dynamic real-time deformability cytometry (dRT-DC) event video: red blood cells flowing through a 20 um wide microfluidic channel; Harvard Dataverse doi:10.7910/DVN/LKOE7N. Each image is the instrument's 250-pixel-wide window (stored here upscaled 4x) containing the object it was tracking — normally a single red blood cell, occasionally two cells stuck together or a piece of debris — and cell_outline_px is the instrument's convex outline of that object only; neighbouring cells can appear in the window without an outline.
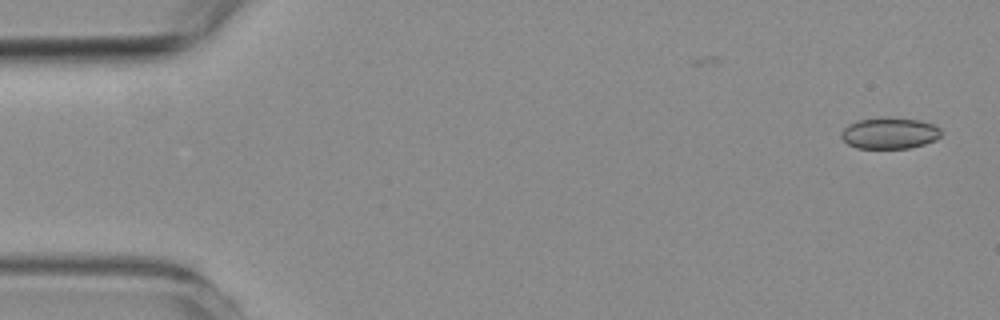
{"species": "common noctule bat (a hibernating species)", "species_latin": "Nyctalus noctula", "temperature_condition": "room temperature", "stored_images_in_passage": 57, "camera_frame_rate_fps": 3000, "um_per_image_px": 0.085, "animal": {"sex": "female", "body_mass_g": 19.3, "forearm_length_mm": 54.1}, "frame": {"image": 1, "passage_image": 1, "time_ms": 0.0, "image_size_px": [1000, 320], "cell_outline_px": [[940, 136], [936, 140], [924, 144], [908, 148], [856, 148], [848, 144], [840, 136], [840, 132], [848, 124], [860, 120], [880, 116], [888, 116], [920, 120], [932, 124], [940, 128]], "centroid_in_image_um": [75.59, 11.3], "position_along_channel_um": 9.4, "area_um2": 18.44}}
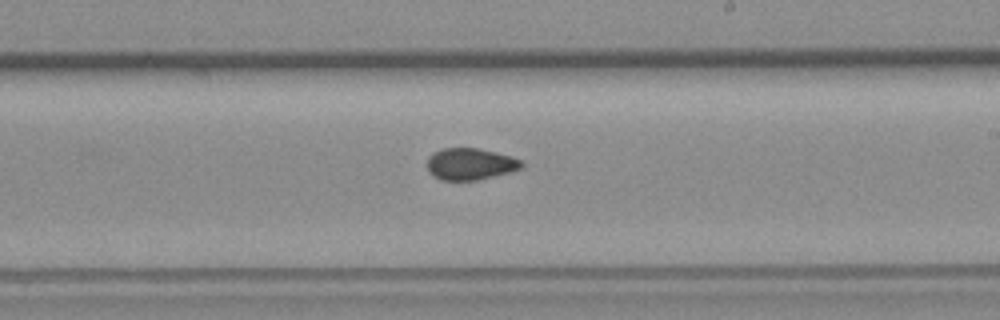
{"frame": {"image": 2, "passage_image": 32, "time_ms": 10.333, "image_size_px": [1000, 320], "cell_outline_px": [[524, 164], [520, 168], [512, 172], [476, 180], [440, 180], [432, 176], [428, 172], [428, 156], [432, 152], [440, 148], [476, 148], [496, 152], [512, 156], [520, 160]], "centroid_in_image_um": [39.94, 13.94], "position_along_channel_um": 249.1, "area_um2": 17.63}}
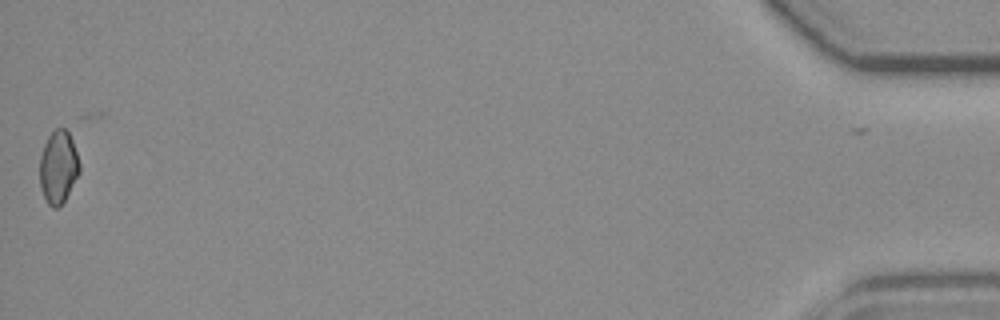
{"frame": {"image": 3, "passage_image": 56, "time_ms": 18.333, "image_size_px": [1000, 320], "cell_outline_px": [[80, 172], [64, 200], [56, 208], [52, 208], [48, 204], [40, 188], [40, 156], [44, 144], [48, 136], [56, 128], [64, 128], [68, 132], [72, 140], [80, 164]], "centroid_in_image_um": [4.95, 14.19], "position_along_channel_um": 430.3, "area_um2": 16.7}, "authors_computed_cell_mechanics": {"area_um2": 17.918, "velocity_mm_per_s": 3.5723, "shape_relaxation_time_tau1_ms": null, "shape_relaxation_time_tau2_ms": 3.2494, "deformation_change_tau1": null, "deformation_change_tau2": 0.0571}}